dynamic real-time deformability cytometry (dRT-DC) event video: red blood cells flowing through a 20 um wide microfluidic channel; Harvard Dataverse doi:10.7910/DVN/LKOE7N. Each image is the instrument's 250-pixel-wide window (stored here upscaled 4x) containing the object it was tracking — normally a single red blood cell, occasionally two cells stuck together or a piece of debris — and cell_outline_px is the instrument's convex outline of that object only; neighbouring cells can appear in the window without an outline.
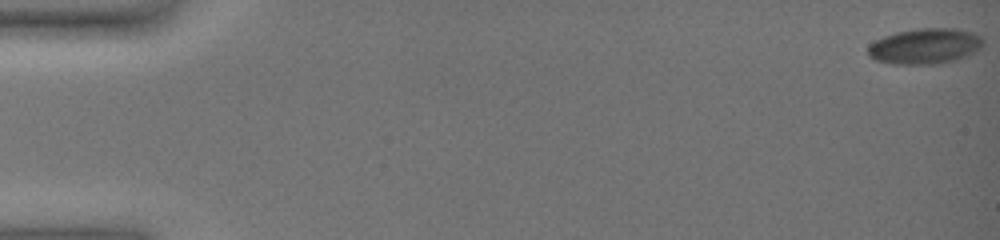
{"species": "common noctule bat (a hibernating species)", "species_latin": "Nyctalus noctula", "temperature_condition": "warm", "stored_images_in_passage": 61, "camera_frame_rate_fps": 3000, "um_per_image_px": 0.085, "animal": {"sex": "female", "body_mass_g": 19.0, "forearm_length_mm": 51.5}, "frame": {"image": 1, "passage_image": 1, "time_ms": 0.0, "image_size_px": [1000, 240], "cell_outline_px": [[984, 44], [980, 48], [968, 56], [956, 60], [932, 64], [892, 64], [876, 60], [868, 56], [868, 44], [884, 36], [896, 32], [920, 28], [956, 28], [972, 32], [980, 36], [984, 40]], "centroid_in_image_um": [78.63, 3.92], "position_along_channel_um": 6.4, "area_um2": 24.04}}
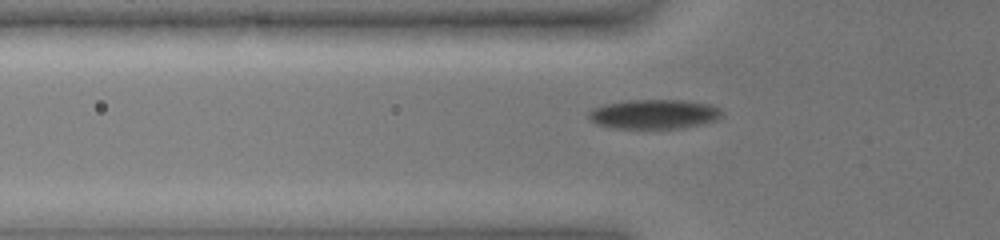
{"frame": {"image": 2, "passage_image": 23, "time_ms": 7.333, "image_size_px": [1000, 240], "cell_outline_px": [[724, 116], [716, 120], [704, 124], [684, 128], [608, 128], [596, 124], [588, 120], [588, 112], [592, 108], [604, 104], [628, 100], [688, 100], [712, 104], [720, 108], [724, 112]], "centroid_in_image_um": [55.62, 9.7], "position_along_channel_um": 70.2, "area_um2": 23.47}}
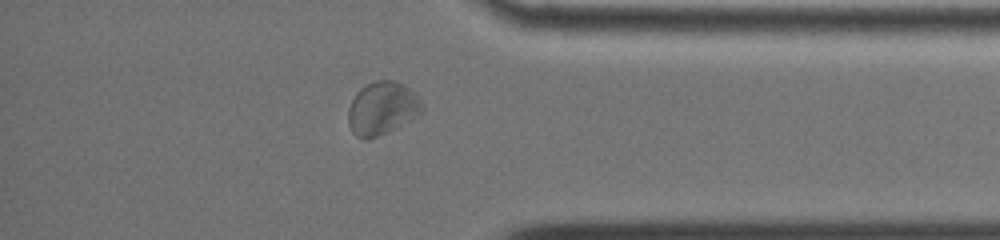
{"frame": {"image": 3, "passage_image": 54, "time_ms": 17.667, "image_size_px": [1000, 240], "cell_outline_px": [[424, 108], [420, 112], [396, 128], [376, 136], [364, 140], [356, 136], [352, 132], [348, 124], [348, 108], [356, 92], [360, 88], [376, 80], [396, 80], [404, 84], [420, 100]], "centroid_in_image_um": [32.44, 9.19], "position_along_channel_um": 402.8, "area_um2": 22.54}, "authors_computed_cell_mechanics": {"area_um2": 22.7732, "velocity_mm_per_s": 3.2494, "shape_relaxation_time_tau1_ms": null, "shape_relaxation_time_tau2_ms": 2.1379, "deformation_change_tau1": null, "deformation_change_tau2": 0.0606}}